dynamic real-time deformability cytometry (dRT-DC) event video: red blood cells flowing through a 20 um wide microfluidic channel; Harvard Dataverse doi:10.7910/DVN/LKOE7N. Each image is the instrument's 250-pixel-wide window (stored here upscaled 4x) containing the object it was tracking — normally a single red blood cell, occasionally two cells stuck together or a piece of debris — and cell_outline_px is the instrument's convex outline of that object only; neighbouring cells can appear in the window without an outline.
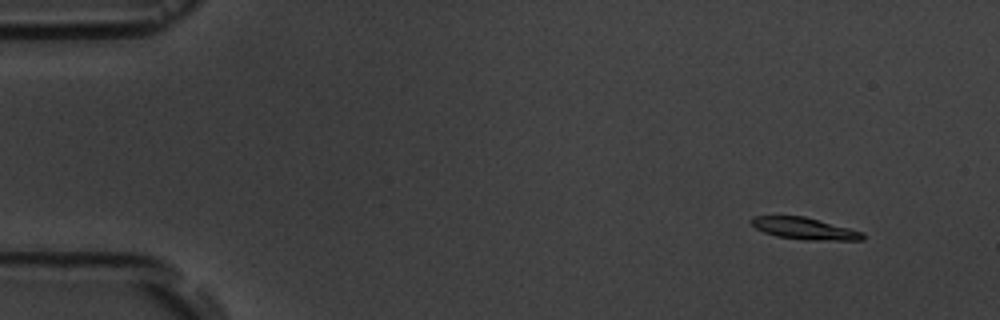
{"species": "common noctule bat (a hibernating species)", "species_latin": "Nyctalus noctula", "temperature_condition": "room temperature", "stored_images_in_passage": 15, "camera_frame_rate_fps": 3000, "um_per_image_px": 0.085, "animal": {"sex": "male", "body_mass_g": 19.5, "forearm_length_mm": 54.6}, "frame": {"image": 1, "passage_image": 2, "time_ms": 1.333, "image_size_px": [1000, 320], "cell_outline_px": [[864, 240], [804, 240], [776, 236], [764, 232], [756, 228], [752, 224], [752, 216], [804, 216], [864, 232]], "centroid_in_image_um": [68.4, 19.43], "position_along_channel_um": 16.6, "area_um2": 14.05}}
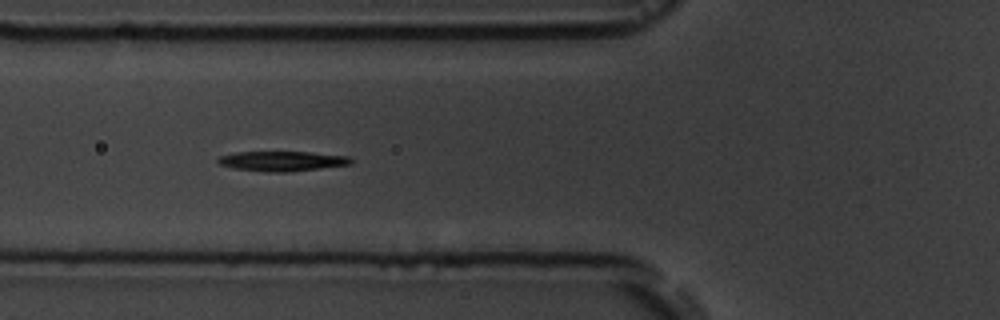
{"frame": {"image": 2, "passage_image": 6, "time_ms": 6.667, "image_size_px": [1000, 320], "cell_outline_px": [[352, 164], [288, 172], [268, 172], [232, 168], [220, 164], [216, 160], [220, 156], [236, 152], [308, 152], [352, 156]], "centroid_in_image_um": [24.0, 13.69], "position_along_channel_um": 101.8, "area_um2": 15.43}}
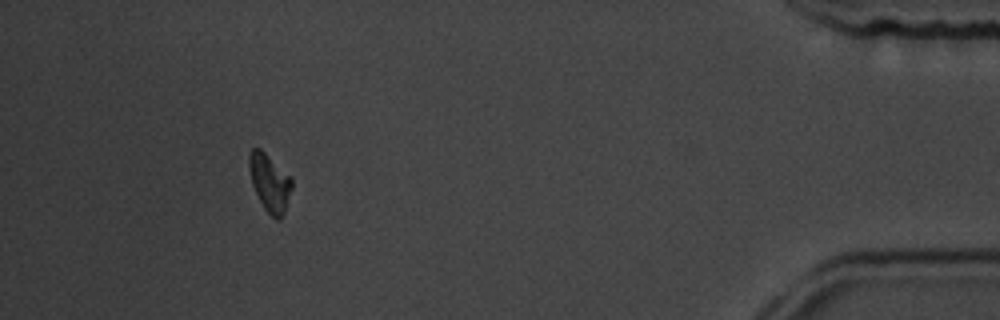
{"frame": {"image": 3, "passage_image": 14, "time_ms": 17.0, "image_size_px": [1000, 320], "cell_outline_px": [[292, 188], [284, 212], [280, 220], [276, 220], [264, 208], [252, 184], [248, 164], [248, 156], [252, 148], [260, 148], [292, 176]], "centroid_in_image_um": [22.93, 15.5], "position_along_channel_um": 412.3, "area_um2": 14.33}, "authors_computed_cell_mechanics": {"area_um2": 14.7968, "velocity_mm_per_s": 3.6025, "shape_relaxation_time_tau1_ms": 1.6927, "shape_relaxation_time_tau2_ms": null, "deformation_change_tau1": 0.108, "deformation_change_tau2": null}}